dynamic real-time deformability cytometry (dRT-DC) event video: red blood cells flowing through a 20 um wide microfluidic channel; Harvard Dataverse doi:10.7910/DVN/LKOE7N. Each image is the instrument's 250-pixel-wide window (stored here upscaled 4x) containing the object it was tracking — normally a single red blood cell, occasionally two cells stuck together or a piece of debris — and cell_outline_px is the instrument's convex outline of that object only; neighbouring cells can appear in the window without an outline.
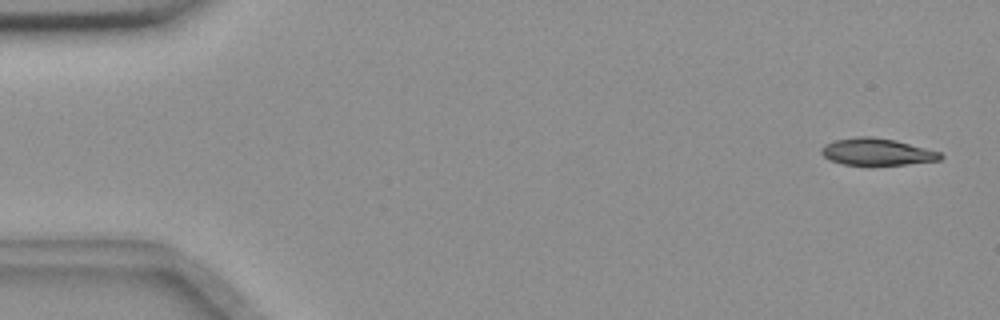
{"species": "common noctule bat (a hibernating species)", "species_latin": "Nyctalus noctula", "temperature_condition": "room temperature", "stored_images_in_passage": 55, "camera_frame_rate_fps": 3000, "um_per_image_px": 0.085, "animal": {"sex": "female", "body_mass_g": 18.4}, "frame": {"image": 1, "passage_image": 2, "time_ms": 0.333, "image_size_px": [1000, 320], "cell_outline_px": [[944, 156], [940, 160], [904, 164], [844, 164], [832, 160], [824, 156], [820, 152], [820, 148], [824, 144], [836, 140], [860, 136], [872, 136], [896, 140], [940, 152]], "centroid_in_image_um": [74.54, 12.89], "position_along_channel_um": 10.5, "area_um2": 18.38}}
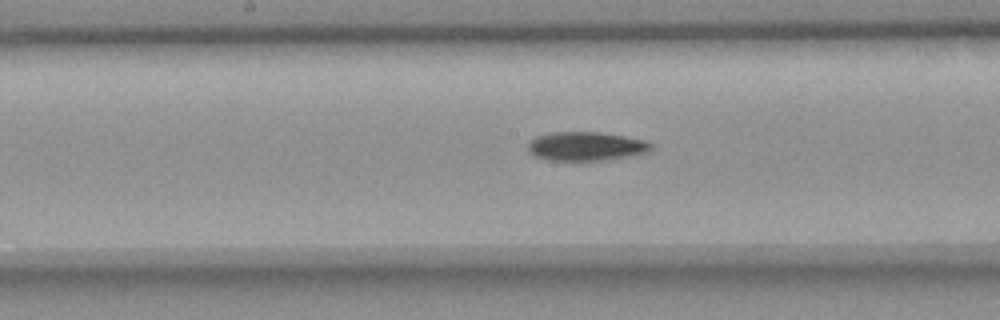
{"frame": {"image": 2, "passage_image": 28, "time_ms": 9.0, "image_size_px": [1000, 320], "cell_outline_px": [[652, 148], [644, 152], [632, 156], [604, 160], [548, 160], [532, 156], [528, 152], [528, 144], [536, 136], [552, 132], [600, 132], [648, 140], [652, 144]], "centroid_in_image_um": [49.8, 12.43], "position_along_channel_um": 198.4, "area_um2": 20.81}}
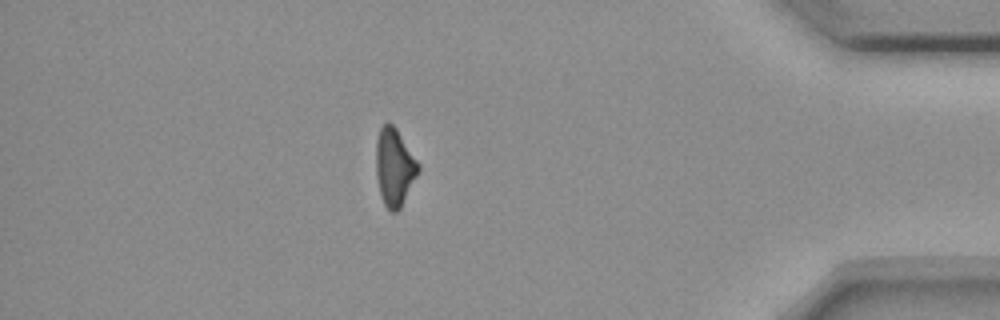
{"frame": {"image": 3, "passage_image": 48, "time_ms": 15.667, "image_size_px": [1000, 320], "cell_outline_px": [[420, 168], [400, 208], [396, 212], [392, 212], [384, 204], [380, 196], [376, 176], [376, 140], [380, 128], [388, 120], [396, 128], [420, 164]], "centroid_in_image_um": [33.51, 14.18], "position_along_channel_um": 401.7, "area_um2": 19.02}, "authors_computed_cell_mechanics": {"area_um2": 20.0566, "velocity_mm_per_s": 3.6673, "shape_relaxation_time_tau1_ms": 3.9722, "shape_relaxation_time_tau2_ms": null, "deformation_change_tau1": 0.1231, "deformation_change_tau2": null}}